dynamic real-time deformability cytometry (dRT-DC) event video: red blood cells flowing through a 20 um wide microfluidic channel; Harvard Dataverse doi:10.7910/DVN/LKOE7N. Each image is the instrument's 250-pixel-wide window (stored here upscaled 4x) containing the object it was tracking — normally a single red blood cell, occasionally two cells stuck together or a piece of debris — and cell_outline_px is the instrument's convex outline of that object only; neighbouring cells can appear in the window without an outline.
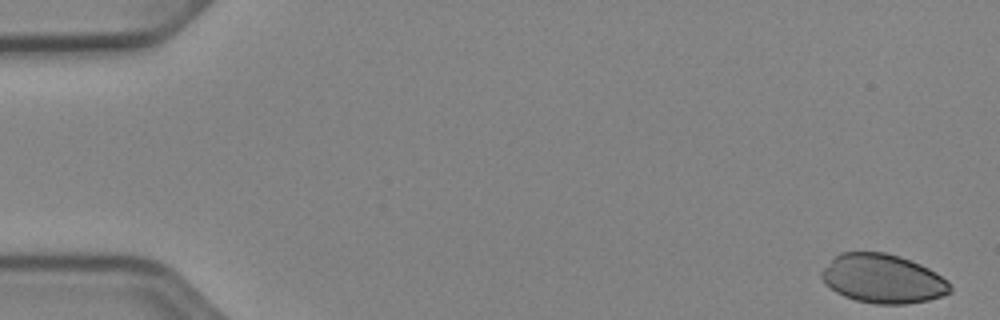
{"species": "Egyptian fruit bat (a non-hibernating species)", "species_latin": "Rousettus aegyptiacus", "temperature_condition": "cold", "stored_images_in_passage": 52, "camera_frame_rate_fps": 3000, "um_per_image_px": 0.085, "animal": {"sex": "female"}, "frame": {"image": 1, "passage_image": 1, "time_ms": 0.0, "image_size_px": [1000, 320], "cell_outline_px": [[952, 292], [928, 300], [904, 304], [876, 304], [856, 300], [844, 296], [836, 292], [820, 276], [820, 272], [840, 252], [884, 252], [900, 256], [920, 264], [936, 272], [948, 280], [952, 288]], "centroid_in_image_um": [75.07, 23.69], "position_along_channel_um": 9.9, "area_um2": 36.47}}